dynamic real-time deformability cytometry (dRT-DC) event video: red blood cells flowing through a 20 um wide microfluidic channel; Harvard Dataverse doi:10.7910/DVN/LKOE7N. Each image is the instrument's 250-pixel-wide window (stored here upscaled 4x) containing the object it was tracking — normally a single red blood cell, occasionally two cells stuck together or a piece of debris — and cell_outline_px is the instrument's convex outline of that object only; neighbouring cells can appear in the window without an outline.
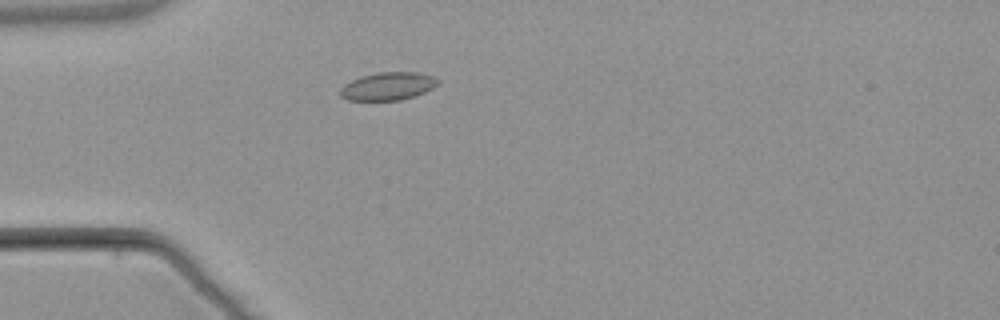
{"species": "common noctule bat (a hibernating species)", "species_latin": "Nyctalus noctula", "temperature_condition": "warm", "stored_images_in_passage": 4, "camera_frame_rate_fps": 3000, "um_per_image_px": 0.085, "animal": {"sex": "male", "body_mass_g": 21.5, "forearm_length_mm": 52.0}, "frame": {"image": 1, "passage_image": 4, "time_ms": 4.333, "image_size_px": [1000, 320], "cell_outline_px": [[440, 84], [416, 96], [400, 100], [348, 100], [340, 96], [340, 88], [344, 84], [360, 76], [380, 72], [416, 72], [436, 76], [440, 80]], "centroid_in_image_um": [33.01, 7.32], "position_along_channel_um": 52.0, "area_um2": 16.07}}